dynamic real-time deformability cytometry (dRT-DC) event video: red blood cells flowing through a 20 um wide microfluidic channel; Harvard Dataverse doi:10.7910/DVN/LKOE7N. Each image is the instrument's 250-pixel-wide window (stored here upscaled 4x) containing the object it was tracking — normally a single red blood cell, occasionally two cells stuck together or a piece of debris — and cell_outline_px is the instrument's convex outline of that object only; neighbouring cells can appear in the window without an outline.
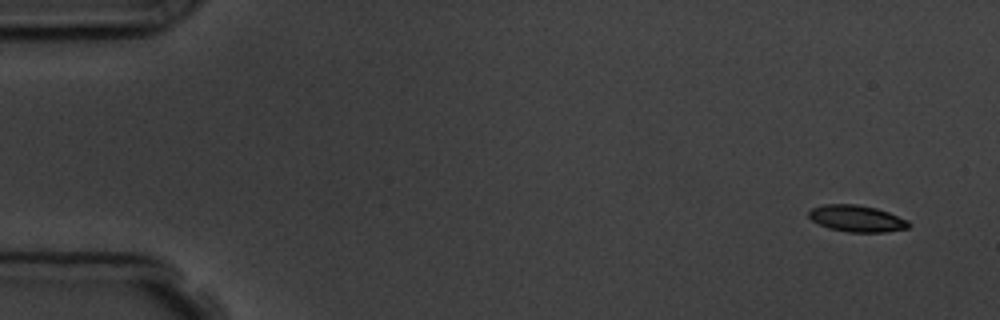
{"species": "common noctule bat (a hibernating species)", "species_latin": "Nyctalus noctula", "temperature_condition": "room temperature", "stored_images_in_passage": 5, "camera_frame_rate_fps": 3000, "um_per_image_px": 0.085, "animal": {"sex": "male", "body_mass_g": 19.5, "forearm_length_mm": 54.6}, "frame": {"image": 1, "passage_image": 1, "time_ms": 0.0, "image_size_px": [1000, 320], "cell_outline_px": [[912, 224], [908, 228], [884, 232], [848, 232], [828, 228], [812, 220], [808, 216], [808, 212], [812, 208], [824, 204], [856, 204], [876, 208], [888, 212], [908, 220]], "centroid_in_image_um": [72.83, 18.57], "position_along_channel_um": 12.2, "area_um2": 15.49}}
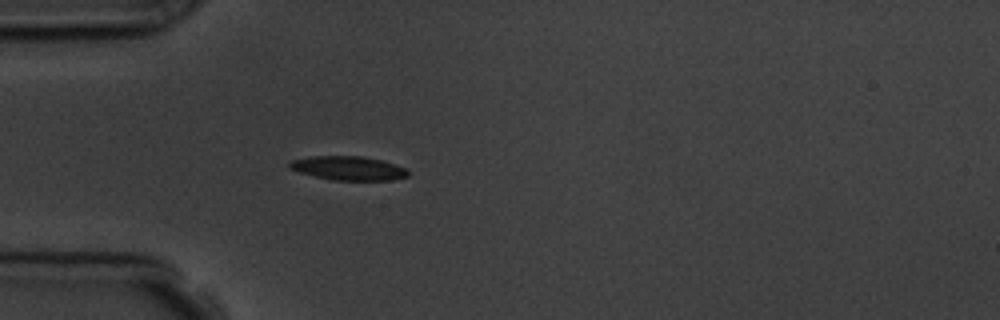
{"frame": {"image": 2, "passage_image": 5, "time_ms": 4.333, "image_size_px": [1000, 320], "cell_outline_px": [[408, 176], [392, 180], [332, 180], [300, 172], [288, 168], [288, 164], [292, 160], [312, 156], [360, 156], [380, 160], [404, 168], [408, 172]], "centroid_in_image_um": [29.57, 14.3], "position_along_channel_um": 55.4, "area_um2": 16.24}}